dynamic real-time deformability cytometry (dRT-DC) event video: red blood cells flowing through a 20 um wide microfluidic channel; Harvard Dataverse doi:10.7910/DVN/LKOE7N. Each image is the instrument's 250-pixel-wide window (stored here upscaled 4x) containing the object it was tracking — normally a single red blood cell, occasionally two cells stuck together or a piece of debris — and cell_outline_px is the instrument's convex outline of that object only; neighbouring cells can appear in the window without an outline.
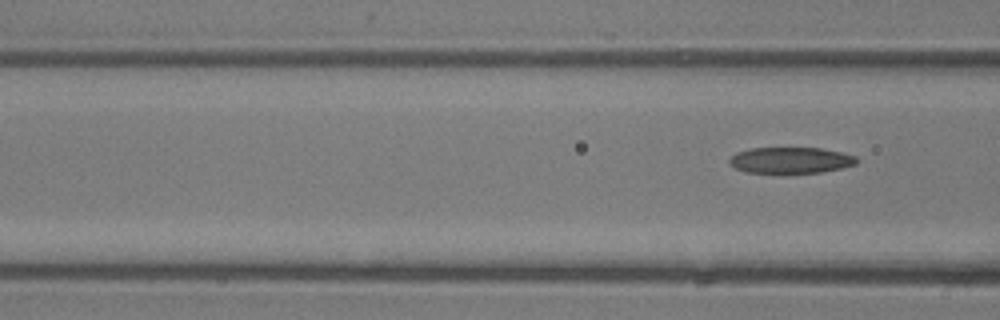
{"species": "common noctule bat (a hibernating species)", "species_latin": "Nyctalus noctula", "temperature_condition": "room temperature", "stored_images_in_passage": 6, "camera_frame_rate_fps": 3000, "um_per_image_px": 0.085, "animal": {"sex": "male", "body_mass_g": 13.3}, "frame": {"image": 1, "passage_image": 6, "time_ms": 5.667, "image_size_px": [1000, 320], "cell_outline_px": [[860, 160], [856, 164], [844, 168], [820, 172], [744, 172], [736, 168], [728, 160], [736, 152], [752, 148], [820, 148], [840, 152], [856, 156]], "centroid_in_image_um": [67.25, 13.61], "position_along_channel_um": 99.3, "area_um2": 19.19}}